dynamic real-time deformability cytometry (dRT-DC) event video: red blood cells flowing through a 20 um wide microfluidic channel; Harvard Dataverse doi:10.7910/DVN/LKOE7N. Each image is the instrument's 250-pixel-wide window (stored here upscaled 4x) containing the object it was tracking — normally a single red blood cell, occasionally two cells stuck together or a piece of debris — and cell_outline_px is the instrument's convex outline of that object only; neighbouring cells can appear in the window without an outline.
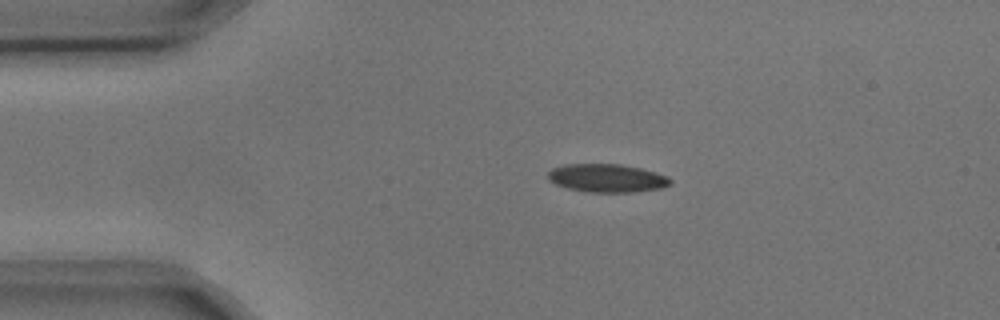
{"species": "common noctule bat (a hibernating species)", "species_latin": "Nyctalus noctula", "temperature_condition": "cold", "stored_images_in_passage": 2, "camera_frame_rate_fps": 3000, "um_per_image_px": 0.085, "animal": {"sex": "male", "body_mass_g": 17.9, "forearm_length_mm": 54.2}, "frame": {"image": 1, "passage_image": 1, "time_ms": 0.0, "image_size_px": [1000, 320], "cell_outline_px": [[672, 184], [660, 188], [636, 192], [588, 192], [568, 188], [556, 184], [548, 180], [548, 172], [552, 168], [564, 164], [620, 164], [640, 168], [656, 172], [668, 176], [672, 180]], "centroid_in_image_um": [51.6, 15.14], "position_along_channel_um": 33.4, "area_um2": 20.23}}